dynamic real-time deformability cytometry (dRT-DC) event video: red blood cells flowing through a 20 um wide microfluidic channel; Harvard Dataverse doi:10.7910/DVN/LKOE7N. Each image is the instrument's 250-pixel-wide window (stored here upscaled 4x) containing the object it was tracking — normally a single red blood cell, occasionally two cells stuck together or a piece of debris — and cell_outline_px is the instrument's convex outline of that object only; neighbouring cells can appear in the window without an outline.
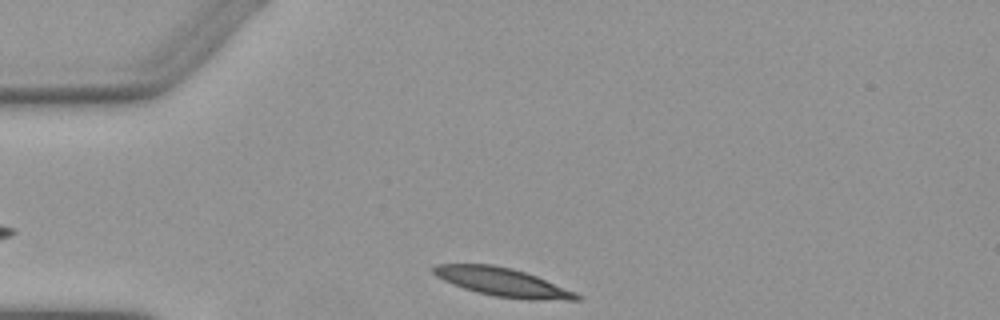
{"species": "Egyptian fruit bat (a non-hibernating species)", "species_latin": "Rousettus aegyptiacus", "temperature_condition": "warm", "stored_images_in_passage": 2, "camera_frame_rate_fps": 3000, "um_per_image_px": 0.085, "animal": {"sex": "female"}, "frame": {"image": 1, "passage_image": 1, "time_ms": 0.0, "image_size_px": [1000, 320], "cell_outline_px": [[584, 296], [580, 300], [528, 300], [496, 296], [476, 292], [452, 284], [436, 276], [432, 272], [432, 268], [436, 264], [492, 264], [512, 268], [536, 276], [576, 292]], "centroid_in_image_um": [42.74, 23.99], "position_along_channel_um": 42.3, "area_um2": 23.76}}